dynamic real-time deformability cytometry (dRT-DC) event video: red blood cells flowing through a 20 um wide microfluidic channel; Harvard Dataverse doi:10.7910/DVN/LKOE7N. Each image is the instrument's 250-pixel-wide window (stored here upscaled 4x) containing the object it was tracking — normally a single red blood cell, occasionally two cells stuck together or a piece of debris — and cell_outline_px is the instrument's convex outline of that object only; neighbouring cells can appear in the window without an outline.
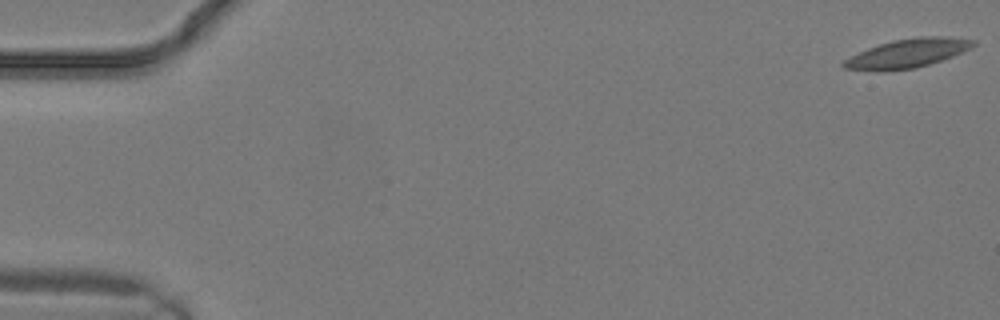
{"species": "common noctule bat (a hibernating species)", "species_latin": "Nyctalus noctula", "temperature_condition": "warm", "stored_images_in_passage": 12, "camera_frame_rate_fps": 3000, "um_per_image_px": 0.085, "animal": {"sex": "male", "body_mass_g": 19.2, "forearm_length_mm": 51.8}, "frame": {"image": 1, "passage_image": 1, "time_ms": 0.0, "image_size_px": [1000, 320], "cell_outline_px": [[976, 44], [952, 56], [916, 68], [876, 72], [844, 68], [840, 64], [844, 60], [868, 48], [892, 40], [920, 36], [944, 36], [976, 40]], "centroid_in_image_um": [77.09, 4.54], "position_along_channel_um": 7.9, "area_um2": 21.62}}